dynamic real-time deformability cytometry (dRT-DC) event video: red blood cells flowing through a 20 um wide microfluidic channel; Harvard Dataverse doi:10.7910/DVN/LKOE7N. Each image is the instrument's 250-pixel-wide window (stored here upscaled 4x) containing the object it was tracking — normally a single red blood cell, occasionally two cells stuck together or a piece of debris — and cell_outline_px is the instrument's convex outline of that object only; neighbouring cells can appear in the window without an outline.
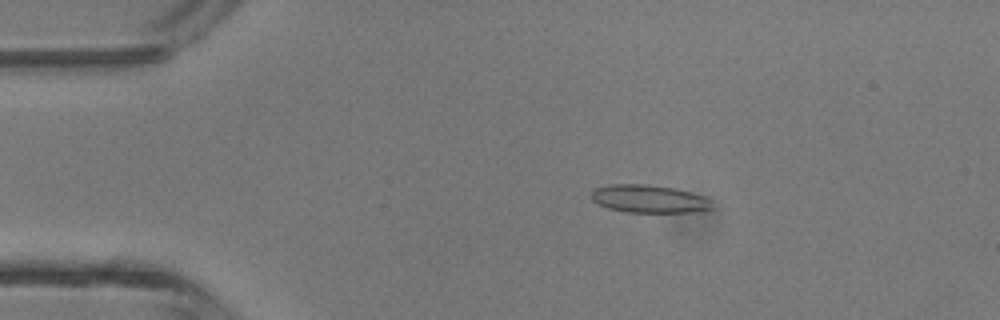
{"species": "common noctule bat (a hibernating species)", "species_latin": "Nyctalus noctula", "temperature_condition": "room temperature", "stored_images_in_passage": 45, "camera_frame_rate_fps": 3000, "um_per_image_px": 0.085, "animal": {"sex": "male", "body_mass_g": 13.3}, "frame": {"image": 1, "passage_image": 8, "time_ms": 2.333, "image_size_px": [1000, 320], "cell_outline_px": [[716, 208], [692, 212], [628, 212], [608, 208], [592, 200], [592, 192], [596, 188], [612, 184], [648, 184], [676, 188], [712, 200]], "centroid_in_image_um": [55.21, 16.9], "position_along_channel_um": 29.8, "area_um2": 19.54}}
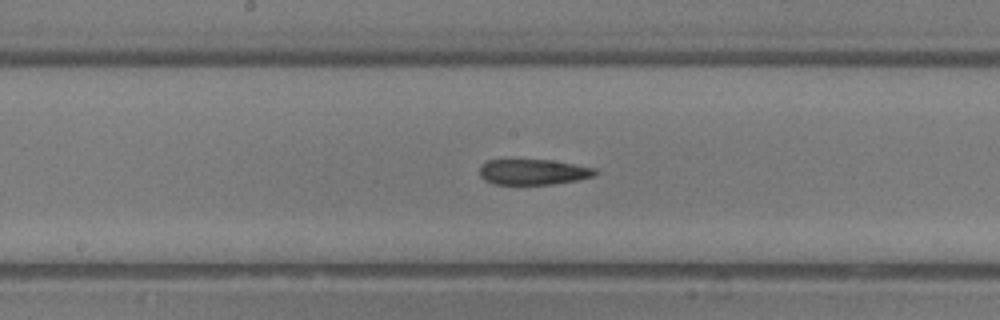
{"frame": {"image": 2, "passage_image": 23, "time_ms": 7.333, "image_size_px": [1000, 320], "cell_outline_px": [[600, 172], [592, 176], [576, 180], [552, 184], [492, 184], [484, 180], [480, 176], [480, 164], [488, 160], [552, 160], [596, 168]], "centroid_in_image_um": [45.31, 14.61], "position_along_channel_um": 202.9, "area_um2": 17.22}}
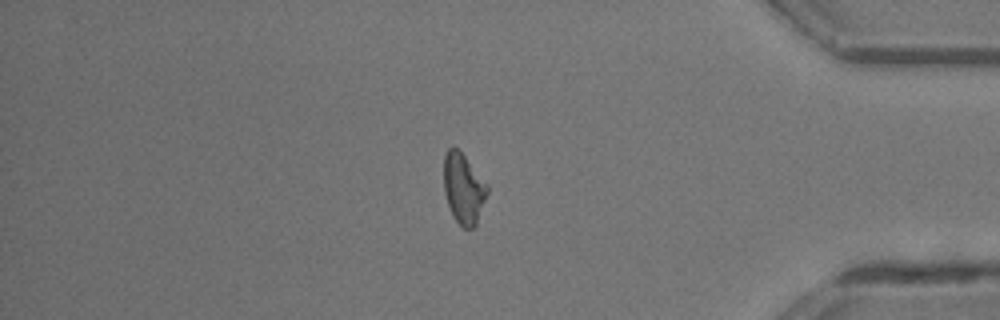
{"frame": {"image": 3, "passage_image": 38, "time_ms": 12.333, "image_size_px": [1000, 320], "cell_outline_px": [[488, 192], [476, 224], [472, 228], [464, 228], [452, 216], [444, 192], [444, 156], [448, 148], [452, 144], [464, 156], [488, 184]], "centroid_in_image_um": [39.39, 16.01], "position_along_channel_um": 395.8, "area_um2": 17.69}}